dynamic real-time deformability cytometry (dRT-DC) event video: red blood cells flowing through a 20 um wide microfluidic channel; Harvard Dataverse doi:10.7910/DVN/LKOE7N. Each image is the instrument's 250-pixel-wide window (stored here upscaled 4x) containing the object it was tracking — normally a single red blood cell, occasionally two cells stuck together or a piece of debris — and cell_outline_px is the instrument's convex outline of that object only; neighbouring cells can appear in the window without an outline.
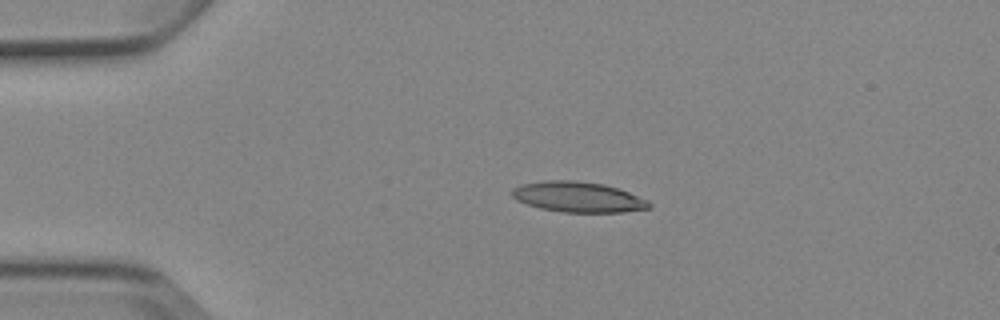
{"species": "Egyptian fruit bat (a non-hibernating species)", "species_latin": "Rousettus aegyptiacus", "temperature_condition": "cold", "stored_images_in_passage": 4, "camera_frame_rate_fps": 3000, "um_per_image_px": 0.085, "animal": {"sex": "female"}, "frame": {"image": 1, "passage_image": 3, "time_ms": 2.333, "image_size_px": [1000, 320], "cell_outline_px": [[652, 208], [624, 212], [560, 212], [540, 208], [516, 200], [512, 196], [512, 188], [520, 184], [548, 180], [576, 180], [604, 184], [620, 188], [648, 200], [652, 204]], "centroid_in_image_um": [49.17, 16.74], "position_along_channel_um": 35.8, "area_um2": 24.57}}
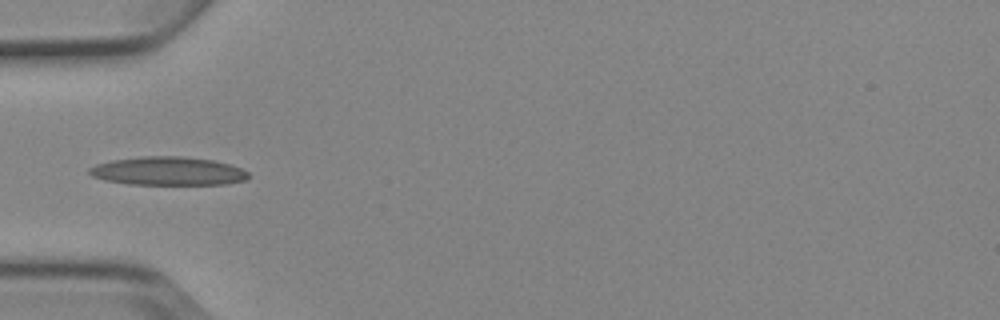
{"frame": {"image": 2, "passage_image": 4, "time_ms": 4.333, "image_size_px": [1000, 320], "cell_outline_px": [[248, 180], [228, 184], [128, 184], [104, 180], [92, 176], [88, 172], [88, 168], [96, 164], [112, 160], [140, 156], [184, 156], [212, 160], [228, 164], [240, 168], [248, 172]], "centroid_in_image_um": [14.27, 14.54], "position_along_channel_um": 70.7, "area_um2": 26.47}}